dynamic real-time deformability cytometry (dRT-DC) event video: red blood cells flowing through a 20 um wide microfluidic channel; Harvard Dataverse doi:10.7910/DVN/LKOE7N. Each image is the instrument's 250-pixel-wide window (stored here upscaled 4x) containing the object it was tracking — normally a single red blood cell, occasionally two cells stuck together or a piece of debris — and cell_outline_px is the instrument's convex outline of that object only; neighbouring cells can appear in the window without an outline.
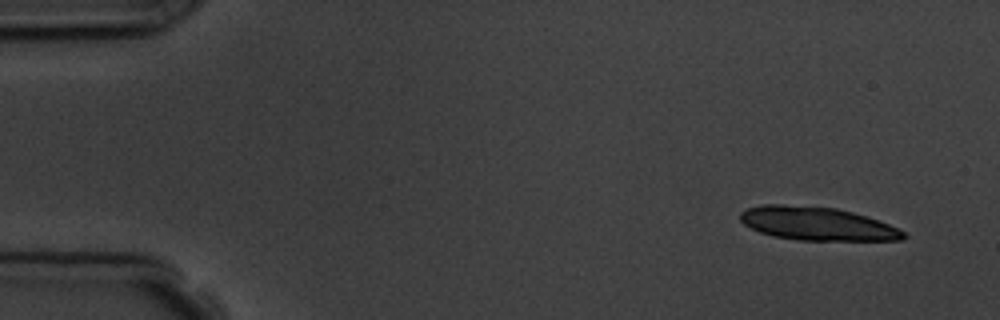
{"species": "common noctule bat (a hibernating species)", "species_latin": "Nyctalus noctula", "temperature_condition": "room temperature", "stored_images_in_passage": 8, "camera_frame_rate_fps": 3000, "um_per_image_px": 0.085, "animal": {"sex": "male", "body_mass_g": 19.5, "forearm_length_mm": 54.6}, "frame": {"image": 1, "passage_image": 1, "time_ms": 0.0, "image_size_px": [1000, 320], "cell_outline_px": [[908, 236], [900, 240], [800, 240], [772, 236], [760, 232], [744, 224], [740, 220], [740, 212], [748, 208], [764, 204], [780, 204], [836, 208], [852, 212], [888, 224], [904, 232]], "centroid_in_image_um": [69.41, 19.01], "position_along_channel_um": 15.6, "area_um2": 31.39}}
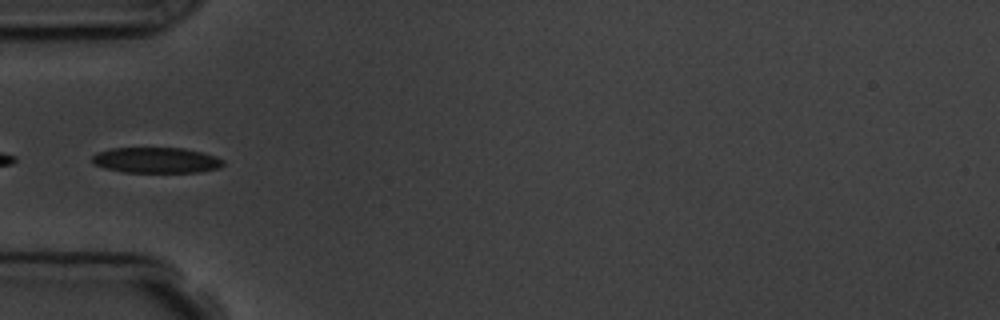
{"frame": {"image": 2, "passage_image": 5, "time_ms": 4.667, "image_size_px": [1000, 320], "cell_outline_px": [[224, 164], [220, 168], [200, 172], [124, 172], [104, 168], [92, 164], [92, 156], [100, 152], [112, 148], [184, 148], [216, 156], [224, 160]], "centroid_in_image_um": [13.3, 13.62], "position_along_channel_um": 71.7, "area_um2": 19.59}}